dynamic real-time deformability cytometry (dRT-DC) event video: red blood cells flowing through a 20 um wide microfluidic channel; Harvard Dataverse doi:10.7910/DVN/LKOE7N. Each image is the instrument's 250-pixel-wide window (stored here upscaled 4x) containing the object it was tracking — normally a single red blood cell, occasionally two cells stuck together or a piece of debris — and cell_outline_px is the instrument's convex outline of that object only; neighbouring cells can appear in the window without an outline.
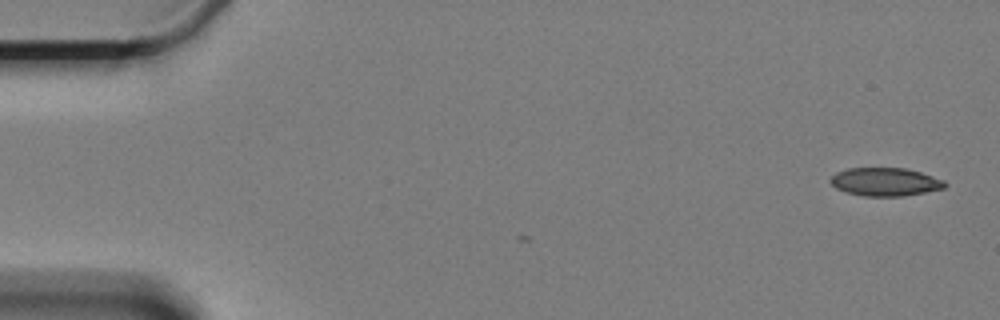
{"species": "Egyptian fruit bat (a non-hibernating species)", "species_latin": "Rousettus aegyptiacus", "temperature_condition": "cold", "stored_images_in_passage": 3, "camera_frame_rate_fps": 3000, "um_per_image_px": 0.085, "animal": {"sex": "female"}, "frame": {"image": 1, "passage_image": 3, "time_ms": 0.667, "image_size_px": [1000, 320], "cell_outline_px": [[948, 184], [944, 188], [904, 196], [864, 196], [848, 192], [836, 188], [828, 180], [836, 172], [848, 168], [904, 168], [920, 172], [944, 180]], "centroid_in_image_um": [75.24, 15.45], "position_along_channel_um": 9.8, "area_um2": 18.73}}